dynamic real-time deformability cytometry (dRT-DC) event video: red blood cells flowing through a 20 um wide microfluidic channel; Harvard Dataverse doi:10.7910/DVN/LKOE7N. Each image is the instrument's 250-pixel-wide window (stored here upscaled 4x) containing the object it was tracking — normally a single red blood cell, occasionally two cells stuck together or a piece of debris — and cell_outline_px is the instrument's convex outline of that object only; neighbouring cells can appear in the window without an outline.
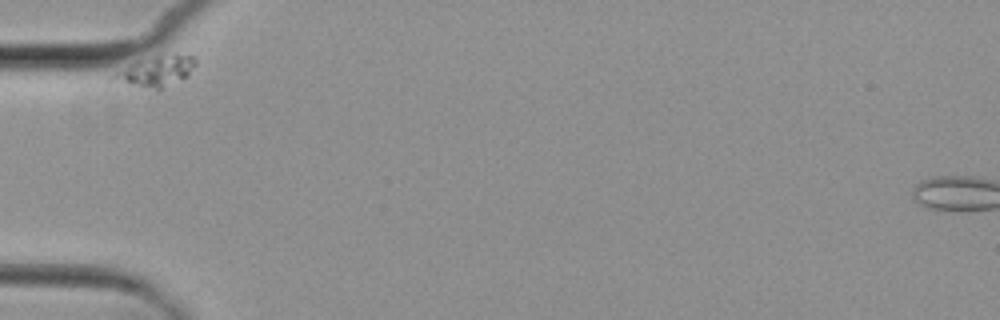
{"species": "common noctule bat (a hibernating species)", "species_latin": "Nyctalus noctula", "temperature_condition": "cold", "stored_images_in_passage": 8, "camera_frame_rate_fps": 3000, "um_per_image_px": 0.085, "animal": {"sex": "female", "body_mass_g": 29.2, "forearm_length_mm": 56.3}, "frame": {"image": 1, "passage_image": 5, "time_ms": 6.667, "image_size_px": [1000, 320], "cell_outline_px": [[196, 64], [188, 76], [160, 92], [108, 80], [116, 72], [136, 60], [160, 52], [176, 52], [196, 56]], "centroid_in_image_um": [13.3, 6.03], "position_along_channel_um": 71.7, "area_um2": 15.9}}
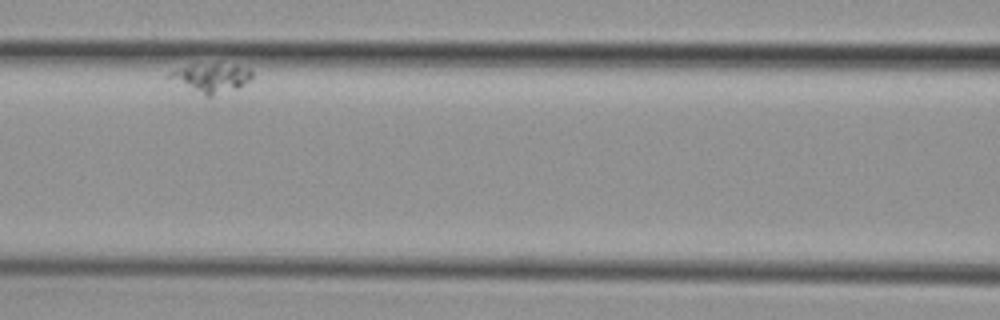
{"frame": {"image": 2, "passage_image": 7, "time_ms": 10.0, "image_size_px": [1000, 320], "cell_outline_px": [[252, 80], [240, 88], [212, 96], [204, 96], [164, 76], [168, 72], [176, 68], [192, 64], [216, 64], [248, 68], [252, 72]], "centroid_in_image_um": [17.92, 6.63], "position_along_channel_um": 148.7, "area_um2": 14.1}}
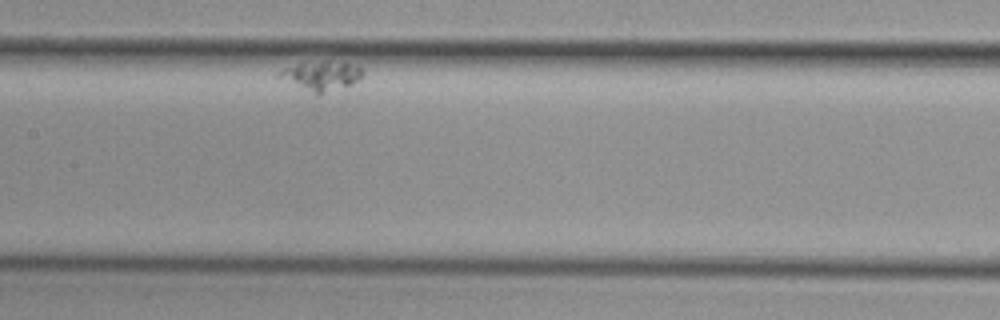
{"frame": {"image": 3, "passage_image": 8, "time_ms": 11.333, "image_size_px": [1000, 320], "cell_outline_px": [[364, 72], [352, 84], [320, 96], [316, 96], [276, 76], [276, 72], [284, 68], [296, 64], [328, 60], [348, 64], [360, 68]], "centroid_in_image_um": [27.25, 6.47], "position_along_channel_um": 180.2, "area_um2": 14.39}}